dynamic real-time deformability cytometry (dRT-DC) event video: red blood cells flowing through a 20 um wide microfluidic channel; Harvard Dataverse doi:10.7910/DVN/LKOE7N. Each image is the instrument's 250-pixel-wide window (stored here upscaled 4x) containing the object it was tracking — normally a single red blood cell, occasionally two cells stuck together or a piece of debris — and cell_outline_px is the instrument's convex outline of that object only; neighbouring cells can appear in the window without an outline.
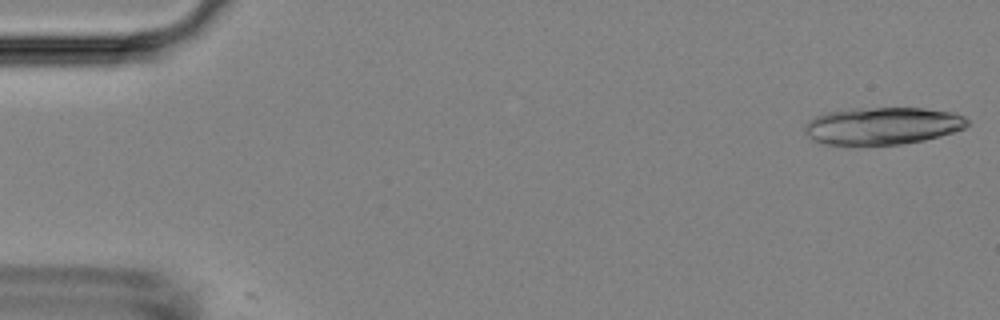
{"species": "Egyptian fruit bat (a non-hibernating species)", "species_latin": "Rousettus aegyptiacus", "temperature_condition": "room temperature", "stored_images_in_passage": 16, "camera_frame_rate_fps": 3000, "um_per_image_px": 0.085, "animal": {"sex": "female"}, "frame": {"image": 1, "passage_image": 1, "time_ms": 0.0, "image_size_px": [1000, 320], "cell_outline_px": [[968, 124], [964, 128], [940, 136], [924, 140], [900, 144], [820, 144], [812, 140], [804, 132], [804, 124], [812, 116], [824, 112], [852, 108], [924, 108], [956, 112], [964, 116], [968, 120]], "centroid_in_image_um": [74.96, 10.68], "position_along_channel_um": 10.0, "area_um2": 35.72}}